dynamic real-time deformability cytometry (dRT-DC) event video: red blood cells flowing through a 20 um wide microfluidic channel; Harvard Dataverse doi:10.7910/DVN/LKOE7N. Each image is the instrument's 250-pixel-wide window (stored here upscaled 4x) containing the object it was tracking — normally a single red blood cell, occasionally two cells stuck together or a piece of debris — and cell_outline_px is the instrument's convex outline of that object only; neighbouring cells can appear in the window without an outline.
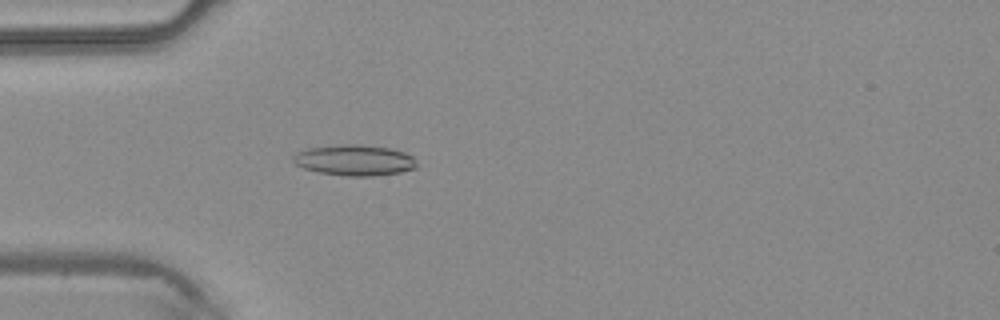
{"species": "common noctule bat (a hibernating species)", "species_latin": "Nyctalus noctula", "temperature_condition": "warm", "stored_images_in_passage": 34, "camera_frame_rate_fps": 3000, "um_per_image_px": 0.085, "animal": {"sex": "male", "body_mass_g": 20.4}, "frame": {"image": 1, "passage_image": 8, "time_ms": 2.333, "image_size_px": [1000, 320], "cell_outline_px": [[416, 168], [400, 172], [372, 176], [344, 176], [320, 172], [304, 168], [296, 164], [292, 160], [292, 156], [296, 152], [308, 148], [344, 144], [360, 144], [388, 148], [404, 152], [412, 156], [416, 164]], "centroid_in_image_um": [30.11, 13.61], "position_along_channel_um": 54.9, "area_um2": 22.08}}
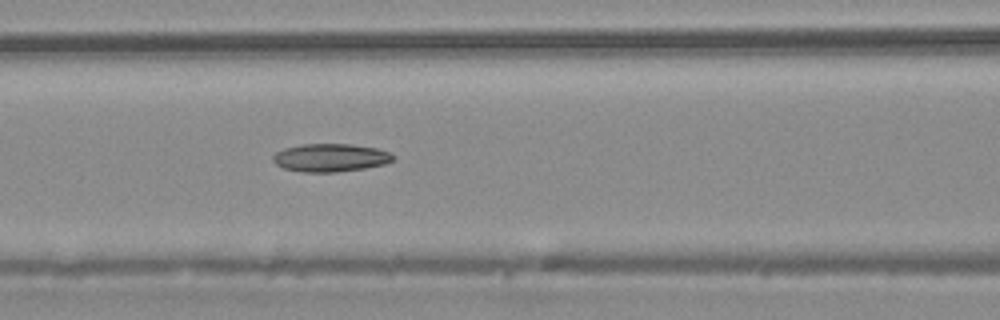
{"frame": {"image": 2, "passage_image": 14, "time_ms": 4.333, "image_size_px": [1000, 320], "cell_outline_px": [[396, 156], [392, 160], [384, 164], [364, 168], [336, 172], [300, 172], [284, 168], [276, 164], [272, 160], [272, 156], [276, 152], [284, 148], [300, 144], [348, 144], [376, 148], [392, 152]], "centroid_in_image_um": [28.08, 13.4], "position_along_channel_um": 138.5, "area_um2": 19.71}}
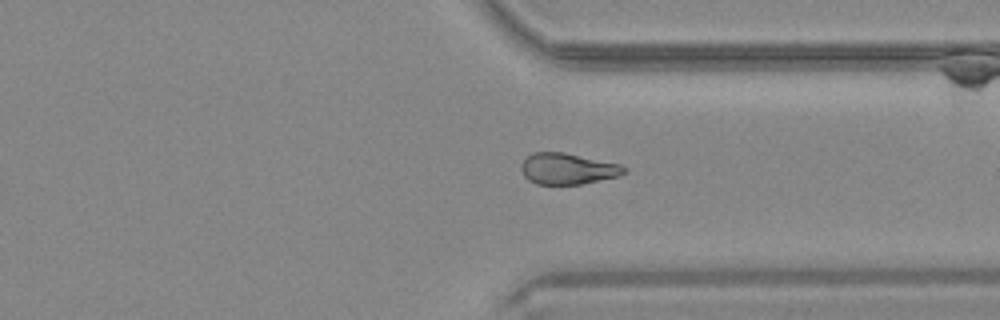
{"frame": {"image": 3, "passage_image": 29, "time_ms": 9.333, "image_size_px": [1000, 320], "cell_outline_px": [[628, 172], [620, 176], [580, 184], [536, 184], [528, 180], [524, 176], [520, 168], [520, 164], [532, 152], [564, 152], [620, 164], [628, 168]], "centroid_in_image_um": [48.27, 14.34], "position_along_channel_um": 363.1, "area_um2": 18.84}}